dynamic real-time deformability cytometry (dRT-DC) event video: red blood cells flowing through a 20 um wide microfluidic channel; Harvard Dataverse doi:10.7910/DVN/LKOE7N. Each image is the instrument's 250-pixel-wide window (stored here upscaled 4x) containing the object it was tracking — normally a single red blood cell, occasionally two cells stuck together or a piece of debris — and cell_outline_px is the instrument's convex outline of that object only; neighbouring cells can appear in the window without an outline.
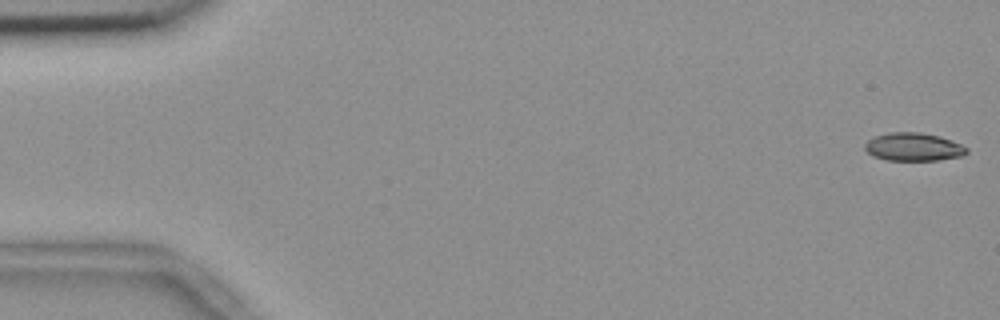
{"species": "common noctule bat (a hibernating species)", "species_latin": "Nyctalus noctula", "temperature_condition": "room temperature", "stored_images_in_passage": 55, "camera_frame_rate_fps": 3000, "um_per_image_px": 0.085, "animal": {"sex": "female", "body_mass_g": 18.4}, "frame": {"image": 1, "passage_image": 1, "time_ms": 0.0, "image_size_px": [1000, 320], "cell_outline_px": [[968, 152], [964, 156], [936, 160], [888, 160], [872, 156], [864, 148], [864, 144], [868, 140], [876, 136], [888, 132], [920, 132], [940, 136], [960, 144], [968, 148]], "centroid_in_image_um": [77.65, 12.48], "position_along_channel_um": 7.4, "area_um2": 16.7}}
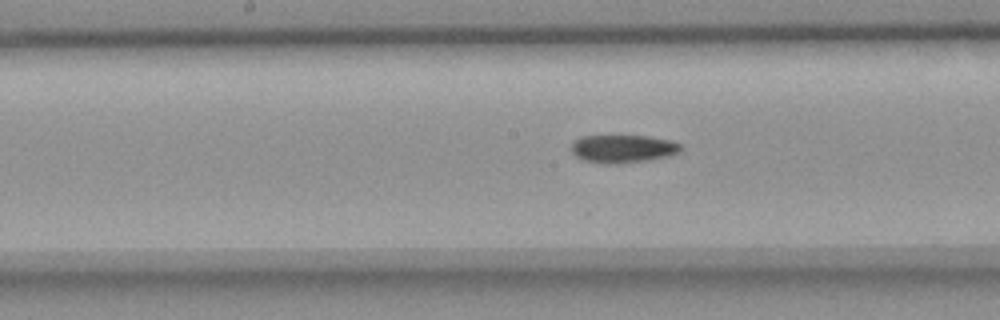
{"frame": {"image": 2, "passage_image": 28, "time_ms": 9.0, "image_size_px": [1000, 320], "cell_outline_px": [[684, 148], [680, 152], [668, 156], [648, 160], [616, 164], [608, 164], [584, 160], [576, 156], [572, 152], [572, 140], [580, 136], [648, 136], [672, 140], [680, 144]], "centroid_in_image_um": [52.97, 12.63], "position_along_channel_um": 195.2, "area_um2": 17.98}}
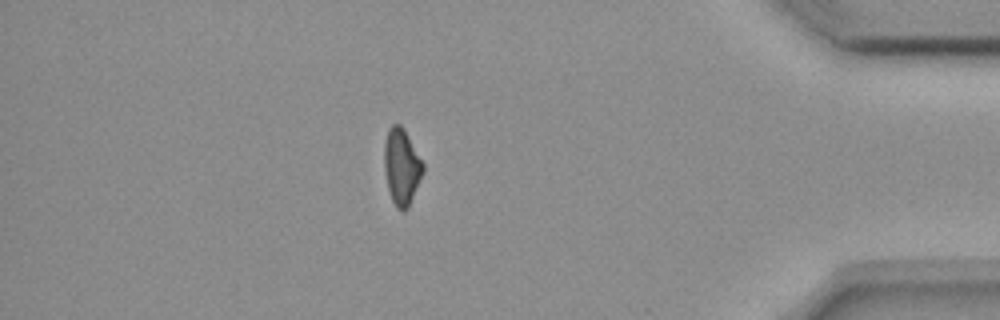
{"frame": {"image": 3, "passage_image": 48, "time_ms": 15.667, "image_size_px": [1000, 320], "cell_outline_px": [[424, 172], [408, 208], [404, 212], [400, 212], [396, 208], [392, 200], [388, 188], [384, 168], [384, 144], [388, 128], [392, 124], [400, 124], [404, 128], [424, 164]], "centroid_in_image_um": [34.14, 14.18], "position_along_channel_um": 401.1, "area_um2": 17.4}, "authors_computed_cell_mechanics": {"area_um2": 17.5134, "velocity_mm_per_s": 3.6908, "shape_relaxation_time_tau1_ms": 8.2676, "shape_relaxation_time_tau2_ms": null, "deformation_change_tau1": 0.1766, "deformation_change_tau2": null}}